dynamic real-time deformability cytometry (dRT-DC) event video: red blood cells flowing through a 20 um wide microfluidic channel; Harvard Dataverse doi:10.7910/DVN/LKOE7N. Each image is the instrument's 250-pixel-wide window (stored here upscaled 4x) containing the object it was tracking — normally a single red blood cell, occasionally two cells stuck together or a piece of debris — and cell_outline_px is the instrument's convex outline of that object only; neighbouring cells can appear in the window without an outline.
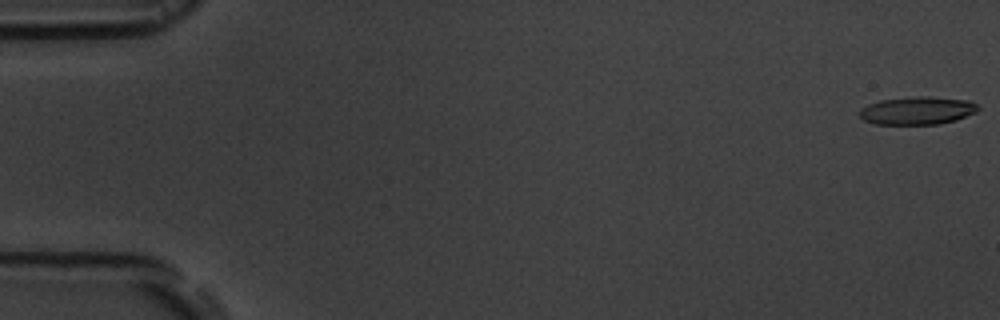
{"species": "common noctule bat (a hibernating species)", "species_latin": "Nyctalus noctula", "temperature_condition": "room temperature", "stored_images_in_passage": 17, "camera_frame_rate_fps": 3000, "um_per_image_px": 0.085, "animal": {"sex": "male", "body_mass_g": 19.5, "forearm_length_mm": 54.6}, "frame": {"image": 1, "passage_image": 1, "time_ms": 0.0, "image_size_px": [1000, 320], "cell_outline_px": [[980, 108], [976, 112], [956, 120], [940, 124], [876, 124], [864, 120], [860, 116], [860, 108], [868, 104], [880, 100], [916, 96], [928, 96], [968, 100], [976, 104]], "centroid_in_image_um": [77.98, 9.39], "position_along_channel_um": 7.0, "area_um2": 19.31}}
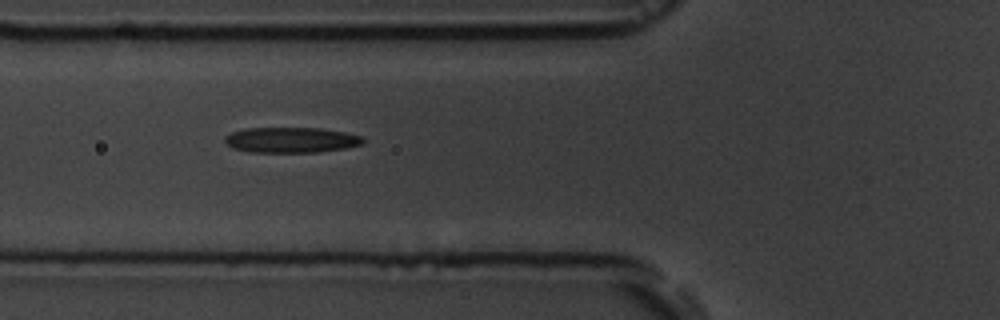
{"frame": {"image": 2, "passage_image": 7, "time_ms": 6.667, "image_size_px": [1000, 320], "cell_outline_px": [[364, 140], [360, 144], [344, 148], [316, 152], [248, 152], [232, 148], [224, 140], [224, 136], [232, 132], [244, 128], [320, 128], [344, 132], [360, 136]], "centroid_in_image_um": [24.68, 11.89], "position_along_channel_um": 101.1, "area_um2": 20.35}}
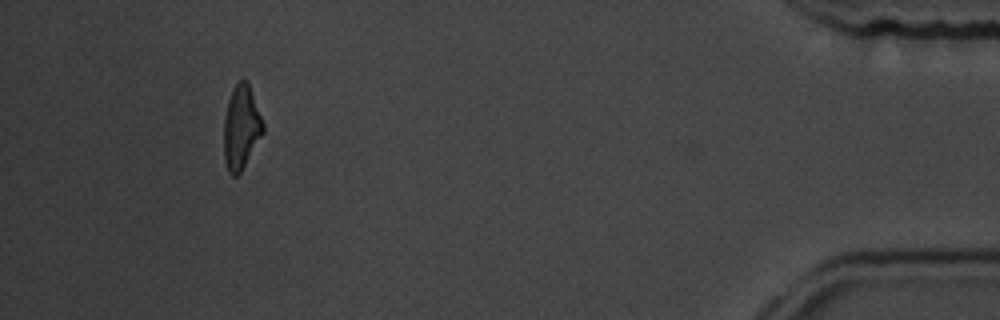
{"frame": {"image": 3, "passage_image": 16, "time_ms": 17.0, "image_size_px": [1000, 320], "cell_outline_px": [[264, 132], [240, 172], [236, 176], [232, 176], [228, 172], [224, 160], [224, 120], [228, 100], [236, 84], [240, 80], [248, 80], [264, 124]], "centroid_in_image_um": [20.5, 10.83], "position_along_channel_um": 414.7, "area_um2": 19.02}, "authors_computed_cell_mechanics": {"area_um2": 20.3456, "velocity_mm_per_s": 3.6834, "shape_relaxation_time_tau1_ms": 8.2619, "shape_relaxation_time_tau2_ms": 6.4353, "deformation_change_tau1": 0.1956, "deformation_change_tau2": 0.216}}